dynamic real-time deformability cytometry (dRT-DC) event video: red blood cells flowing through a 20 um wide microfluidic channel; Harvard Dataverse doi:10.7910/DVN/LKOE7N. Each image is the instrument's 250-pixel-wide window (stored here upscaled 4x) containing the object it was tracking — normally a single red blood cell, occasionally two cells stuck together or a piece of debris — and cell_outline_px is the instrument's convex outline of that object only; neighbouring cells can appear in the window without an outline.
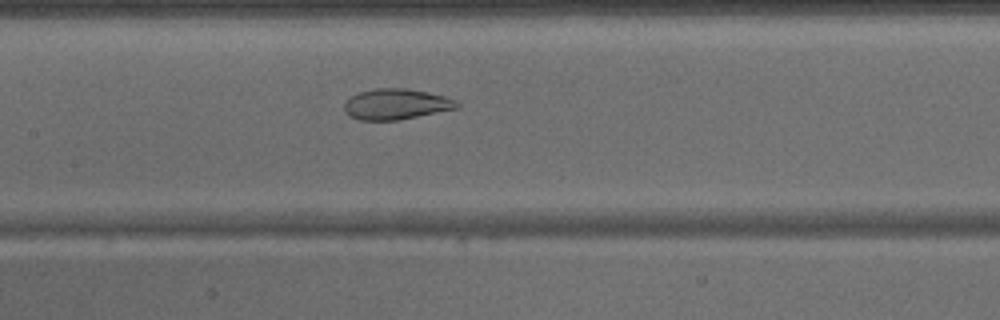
{"species": "common noctule bat (a hibernating species)", "species_latin": "Nyctalus noctula", "temperature_condition": "warm", "stored_images_in_passage": 33, "camera_frame_rate_fps": 3000, "um_per_image_px": 0.085, "animal": {"sex": "male", "body_mass_g": 15.6}, "frame": {"image": 1, "passage_image": 10, "time_ms": 3.0, "image_size_px": [1000, 320], "cell_outline_px": [[460, 108], [400, 120], [360, 120], [348, 116], [344, 108], [344, 104], [352, 96], [360, 92], [376, 88], [404, 88], [428, 92], [444, 96], [456, 100], [460, 104]], "centroid_in_image_um": [33.71, 8.86], "position_along_channel_um": 173.7, "area_um2": 20.23}}
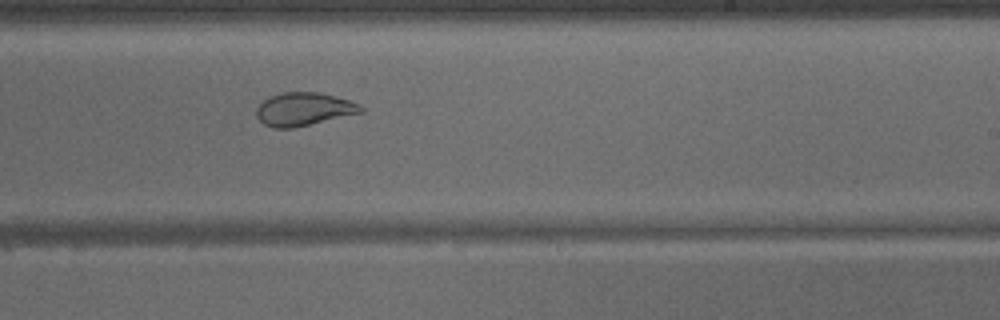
{"frame": {"image": 2, "passage_image": 16, "time_ms": 5.0, "image_size_px": [1000, 320], "cell_outline_px": [[364, 112], [292, 128], [272, 128], [264, 124], [256, 116], [256, 108], [268, 96], [280, 92], [320, 92], [348, 100], [360, 104], [364, 108]], "centroid_in_image_um": [25.8, 9.27], "position_along_channel_um": 263.2, "area_um2": 20.23}}
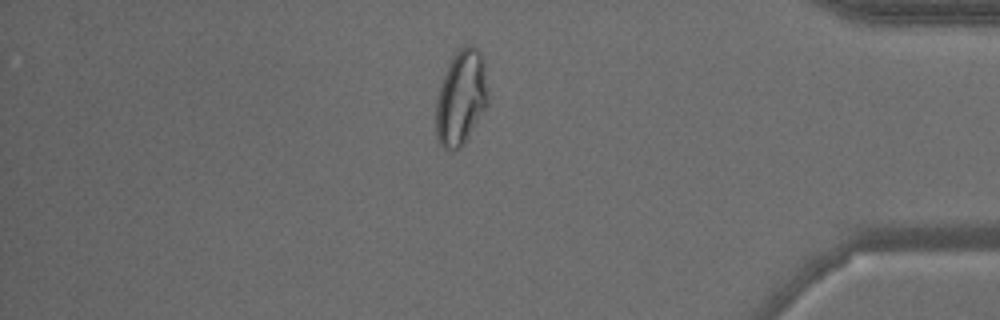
{"frame": {"image": 3, "passage_image": 27, "time_ms": 8.667, "image_size_px": [1000, 320], "cell_outline_px": [[488, 104], [464, 144], [460, 148], [452, 152], [444, 148], [440, 144], [436, 136], [436, 100], [444, 76], [456, 52], [464, 44], [472, 44], [480, 52], [484, 60], [488, 92]], "centroid_in_image_um": [39.21, 8.33], "position_along_channel_um": 396.0, "area_um2": 28.78}}